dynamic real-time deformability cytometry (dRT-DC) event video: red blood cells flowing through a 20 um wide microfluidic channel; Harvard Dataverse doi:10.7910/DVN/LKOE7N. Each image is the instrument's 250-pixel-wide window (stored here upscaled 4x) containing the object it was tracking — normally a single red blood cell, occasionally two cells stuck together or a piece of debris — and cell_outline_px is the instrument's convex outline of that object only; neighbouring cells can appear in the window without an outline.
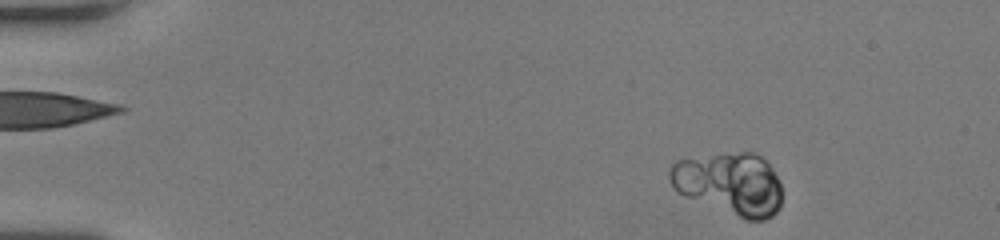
{"species": "human", "species_latin": "Homo sapiens", "temperature_condition": "room temperature", "stored_images_in_passage": 47, "camera_frame_rate_fps": 3000, "um_per_image_px": 0.085, "donor": {"sex": "female"}, "frame": {"image": 1, "passage_image": 2, "time_ms": 0.333, "image_size_px": [1000, 240], "cell_outline_px": [[780, 208], [772, 216], [764, 220], [748, 220], [684, 196], [668, 180], [668, 172], [672, 164], [676, 160], [740, 152], [756, 152], [772, 168], [780, 184]], "centroid_in_image_um": [62.03, 15.61], "position_along_channel_um": 23.0, "area_um2": 40.29}}
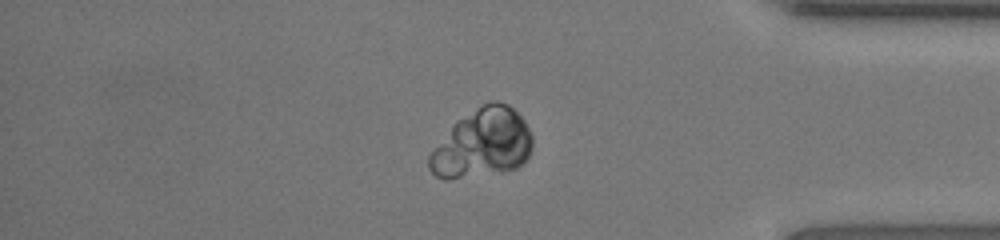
{"frame": {"image": 2, "passage_image": 40, "time_ms": 13.0, "image_size_px": [1000, 240], "cell_outline_px": [[532, 148], [528, 156], [516, 168], [444, 180], [436, 176], [428, 168], [428, 156], [456, 120], [484, 104], [496, 100], [508, 104], [524, 120], [532, 136]], "centroid_in_image_um": [40.98, 12.17], "position_along_channel_um": 394.2, "area_um2": 40.58}}
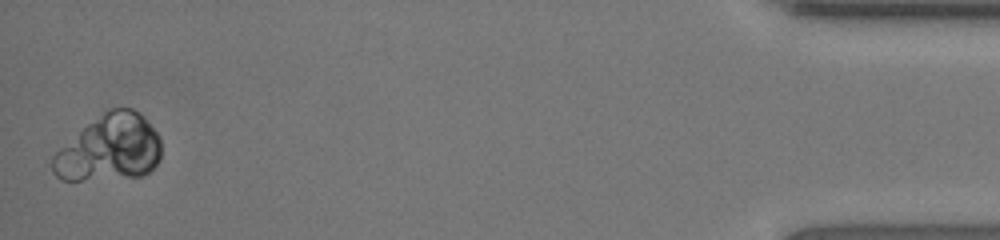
{"frame": {"image": 3, "passage_image": 47, "time_ms": 15.333, "image_size_px": [1000, 240], "cell_outline_px": [[160, 160], [148, 172], [140, 176], [80, 180], [60, 180], [52, 172], [52, 156], [60, 148], [88, 124], [104, 112], [112, 108], [132, 108], [140, 112], [156, 132], [160, 140]], "centroid_in_image_um": [9.3, 12.6], "position_along_channel_um": 425.9, "area_um2": 41.5}}